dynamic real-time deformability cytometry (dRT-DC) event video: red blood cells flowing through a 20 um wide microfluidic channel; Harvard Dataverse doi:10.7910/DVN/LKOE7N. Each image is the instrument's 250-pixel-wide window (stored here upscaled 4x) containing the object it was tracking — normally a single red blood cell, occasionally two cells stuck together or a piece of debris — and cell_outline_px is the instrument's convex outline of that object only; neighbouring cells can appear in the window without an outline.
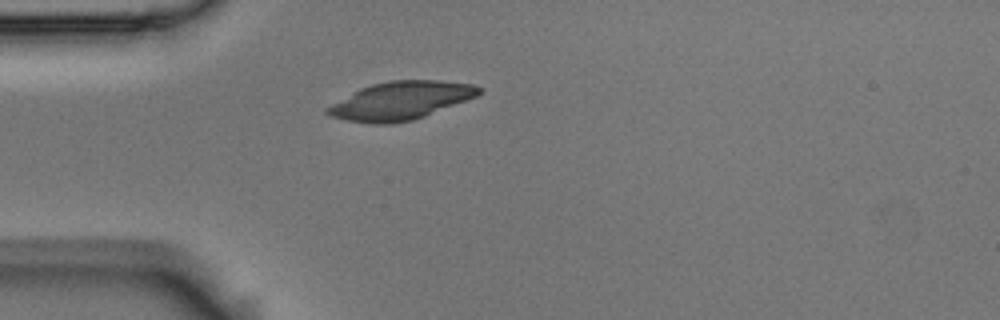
{"species": "Egyptian fruit bat (a non-hibernating species)", "species_latin": "Rousettus aegyptiacus", "temperature_condition": "room temperature", "stored_images_in_passage": 1, "camera_frame_rate_fps": 3000, "um_per_image_px": 0.085, "animal": {"sex": "male"}, "frame": {"image": 1, "passage_image": 1, "time_ms": 0.0, "image_size_px": [1000, 320], "cell_outline_px": [[480, 92], [476, 96], [424, 116], [412, 120], [392, 124], [372, 124], [344, 120], [332, 116], [324, 112], [324, 108], [360, 88], [372, 84], [388, 80], [436, 80], [472, 84], [480, 88]], "centroid_in_image_um": [33.99, 8.56], "position_along_channel_um": 51.0, "area_um2": 33.35}}